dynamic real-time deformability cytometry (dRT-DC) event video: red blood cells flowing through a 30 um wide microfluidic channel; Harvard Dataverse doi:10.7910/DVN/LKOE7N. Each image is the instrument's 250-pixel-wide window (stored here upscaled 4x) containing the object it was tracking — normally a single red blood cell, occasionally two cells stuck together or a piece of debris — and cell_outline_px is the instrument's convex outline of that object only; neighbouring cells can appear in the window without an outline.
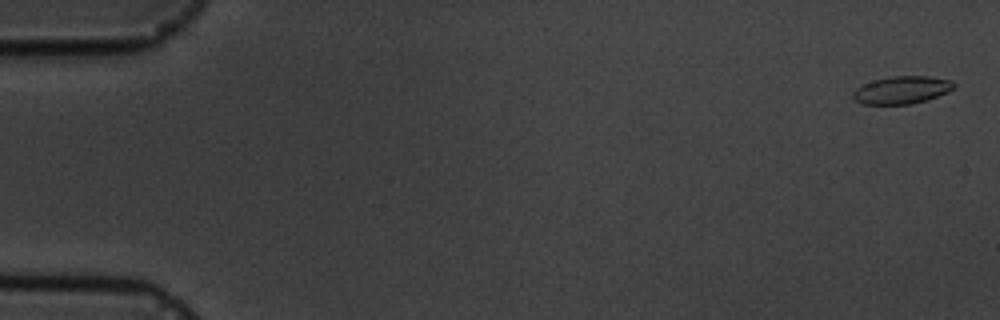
{"species": "common noctule bat (a hibernating species)", "species_latin": "Nyctalus noctula", "temperature_condition": "cold", "stored_images_in_passage": 4, "camera_frame_rate_fps": 3000, "um_per_image_px": 0.085, "animal": {"sex": "male", "body_mass_g": 19.5, "forearm_length_mm": 54.6}, "frame": {"image": 1, "passage_image": 1, "time_ms": 0.0, "image_size_px": [1000, 320], "cell_outline_px": [[956, 84], [948, 92], [912, 104], [864, 104], [856, 100], [852, 96], [852, 92], [856, 88], [872, 80], [892, 76], [928, 76], [952, 80]], "centroid_in_image_um": [76.64, 7.64], "position_along_channel_um": 8.4, "area_um2": 16.13}}
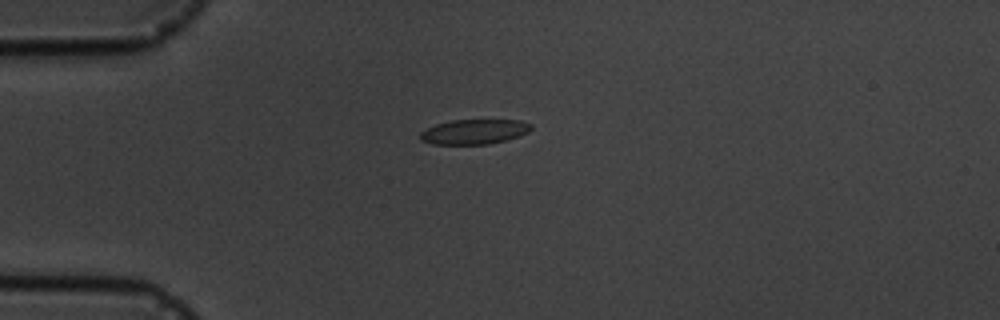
{"frame": {"image": 2, "passage_image": 4, "time_ms": 4.333, "image_size_px": [1000, 320], "cell_outline_px": [[532, 128], [528, 132], [520, 136], [488, 144], [432, 144], [420, 140], [420, 132], [436, 124], [452, 120], [520, 120], [532, 124]], "centroid_in_image_um": [40.32, 11.19], "position_along_channel_um": 44.7, "area_um2": 16.01}}